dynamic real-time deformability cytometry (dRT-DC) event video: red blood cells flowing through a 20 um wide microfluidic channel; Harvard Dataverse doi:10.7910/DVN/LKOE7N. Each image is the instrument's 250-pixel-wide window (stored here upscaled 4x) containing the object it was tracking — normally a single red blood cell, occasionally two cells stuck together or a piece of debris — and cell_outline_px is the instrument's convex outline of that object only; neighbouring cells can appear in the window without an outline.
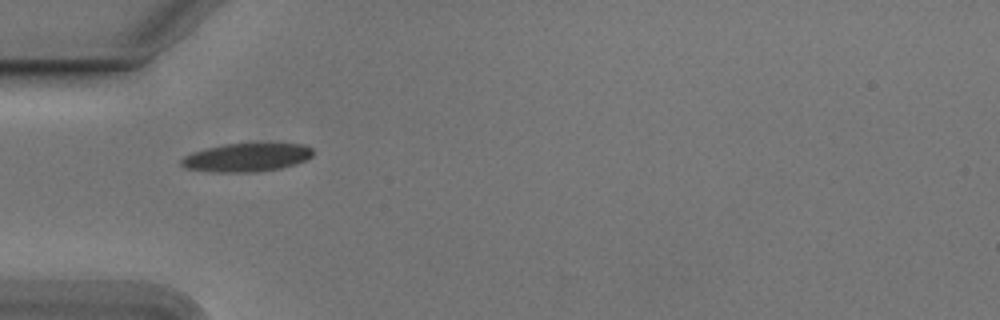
{"species": "Egyptian fruit bat (a non-hibernating species)", "species_latin": "Rousettus aegyptiacus", "temperature_condition": "cold", "stored_images_in_passage": 38, "camera_frame_rate_fps": 3000, "um_per_image_px": 0.085, "animal": {"sex": "male"}, "frame": {"image": 1, "passage_image": 1, "time_ms": 0.0, "image_size_px": [1000, 320], "cell_outline_px": [[312, 156], [304, 160], [280, 168], [244, 172], [216, 172], [188, 168], [180, 164], [180, 160], [184, 156], [192, 152], [224, 144], [304, 144], [312, 148]], "centroid_in_image_um": [20.93, 13.37], "position_along_channel_um": 64.1, "area_um2": 21.21}}
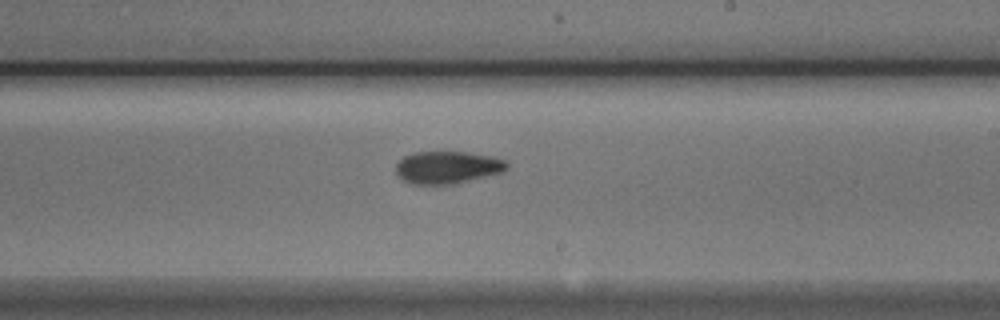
{"frame": {"image": 2, "passage_image": 16, "time_ms": 5.0, "image_size_px": [1000, 320], "cell_outline_px": [[508, 168], [504, 172], [452, 184], [412, 184], [404, 180], [396, 172], [396, 164], [404, 156], [416, 152], [468, 152], [492, 156], [504, 160], [508, 164]], "centroid_in_image_um": [38.06, 14.22], "position_along_channel_um": 250.9, "area_um2": 20.87}}
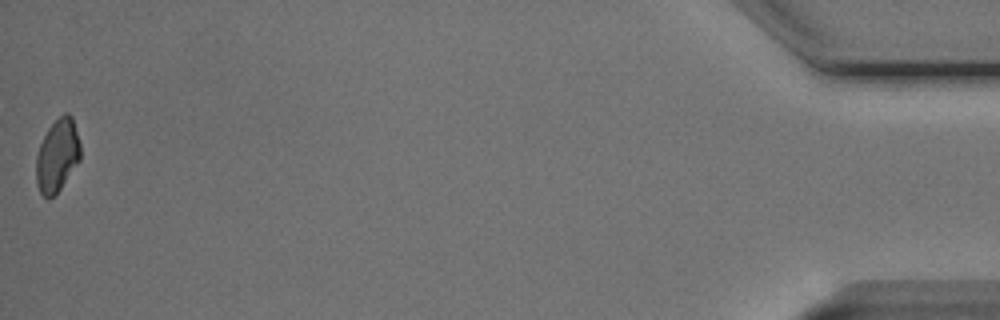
{"frame": {"image": 3, "passage_image": 38, "time_ms": 12.333, "image_size_px": [1000, 320], "cell_outline_px": [[80, 160], [60, 188], [48, 200], [40, 192], [36, 184], [36, 156], [40, 144], [48, 128], [64, 112], [68, 112], [72, 116], [80, 144]], "centroid_in_image_um": [4.86, 13.21], "position_along_channel_um": 430.3, "area_um2": 18.61}, "authors_computed_cell_mechanics": {"area_um2": 20.3167, "velocity_mm_per_s": 3.7818, "shape_relaxation_time_tau1_ms": 4.5211, "shape_relaxation_time_tau2_ms": 4.0818, "deformation_change_tau1": 0.1318, "deformation_change_tau2": 0.0914}}